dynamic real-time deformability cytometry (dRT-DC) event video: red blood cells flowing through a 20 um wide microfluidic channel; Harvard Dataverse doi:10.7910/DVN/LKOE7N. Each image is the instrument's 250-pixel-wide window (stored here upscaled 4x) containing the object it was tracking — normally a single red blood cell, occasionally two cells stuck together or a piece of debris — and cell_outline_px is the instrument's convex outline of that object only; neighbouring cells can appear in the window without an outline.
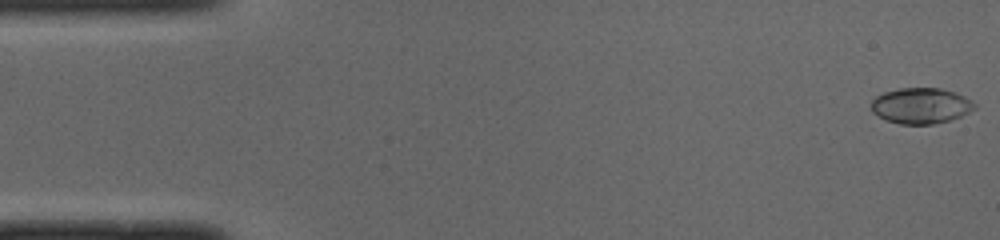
{"species": "common noctule bat (a hibernating species)", "species_latin": "Nyctalus noctula", "temperature_condition": "cold", "stored_images_in_passage": 50, "camera_frame_rate_fps": 3000, "um_per_image_px": 0.085, "animal": {"sex": "male", "body_mass_g": 19.0, "forearm_length_mm": 50.8}, "frame": {"image": 1, "passage_image": 1, "time_ms": 0.0, "image_size_px": [1000, 240], "cell_outline_px": [[976, 108], [960, 116], [948, 120], [932, 124], [900, 124], [884, 120], [872, 112], [872, 100], [876, 96], [884, 92], [900, 88], [940, 88], [956, 92], [964, 96], [976, 104]], "centroid_in_image_um": [78.26, 8.98], "position_along_channel_um": 6.7, "area_um2": 21.5}}
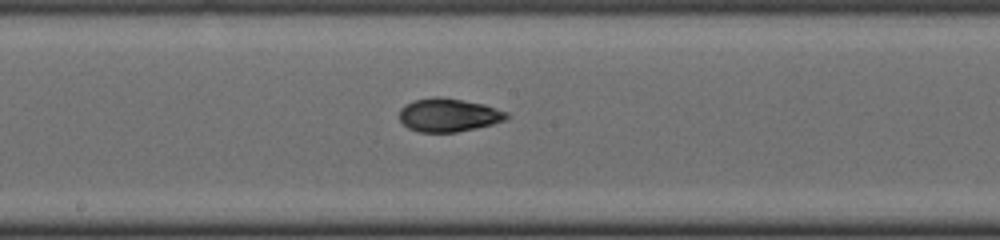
{"frame": {"image": 2, "passage_image": 26, "time_ms": 8.333, "image_size_px": [1000, 240], "cell_outline_px": [[512, 116], [504, 120], [492, 124], [476, 128], [456, 132], [420, 132], [408, 128], [400, 120], [400, 108], [404, 104], [412, 100], [436, 96], [440, 96], [484, 104], [508, 112]], "centroid_in_image_um": [38.12, 9.77], "position_along_channel_um": 210.1, "area_um2": 20.98}}
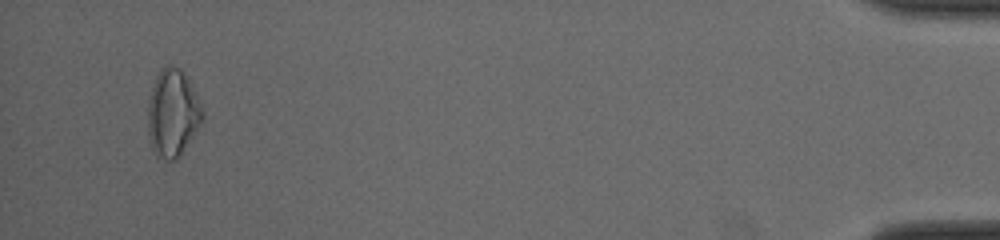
{"frame": {"image": 3, "passage_image": 48, "time_ms": 15.667, "image_size_px": [1000, 240], "cell_outline_px": [[204, 116], [200, 124], [180, 156], [172, 160], [168, 160], [156, 156], [148, 140], [148, 96], [156, 76], [160, 68], [168, 64], [172, 64], [180, 68], [184, 72], [196, 92], [204, 112]], "centroid_in_image_um": [14.66, 9.58], "position_along_channel_um": 420.5, "area_um2": 28.15}, "authors_computed_cell_mechanics": {"area_um2": 20.8658, "velocity_mm_per_s": 3.9847, "shape_relaxation_time_tau1_ms": 7.4254, "shape_relaxation_time_tau2_ms": 3.4146, "deformation_change_tau1": 0.2247, "deformation_change_tau2": 0.0735}}